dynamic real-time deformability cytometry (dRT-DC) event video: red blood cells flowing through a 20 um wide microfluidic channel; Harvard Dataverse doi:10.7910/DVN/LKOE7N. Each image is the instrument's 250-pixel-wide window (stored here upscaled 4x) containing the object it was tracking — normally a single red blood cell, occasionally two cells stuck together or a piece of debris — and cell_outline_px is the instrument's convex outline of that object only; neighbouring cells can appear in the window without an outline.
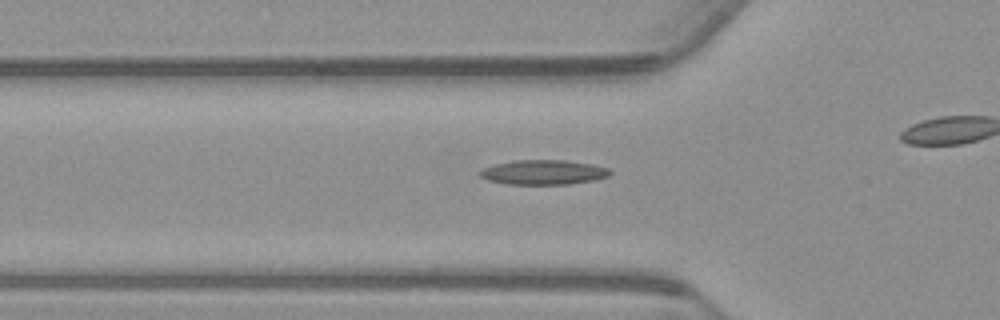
{"species": "common noctule bat (a hibernating species)", "species_latin": "Nyctalus noctula", "temperature_condition": "warm", "stored_images_in_passage": 35, "camera_frame_rate_fps": 3000, "um_per_image_px": 0.085, "animal": {"sex": "male", "body_mass_g": 23.1, "forearm_length_mm": 52.7}, "frame": {"image": 1, "passage_image": 10, "time_ms": 3.0, "image_size_px": [1000, 320], "cell_outline_px": [[612, 172], [608, 176], [596, 180], [568, 184], [508, 184], [488, 180], [480, 176], [476, 172], [484, 168], [496, 164], [512, 160], [564, 160], [592, 164], [608, 168]], "centroid_in_image_um": [46.19, 14.64], "position_along_channel_um": 79.6, "area_um2": 18.73}}
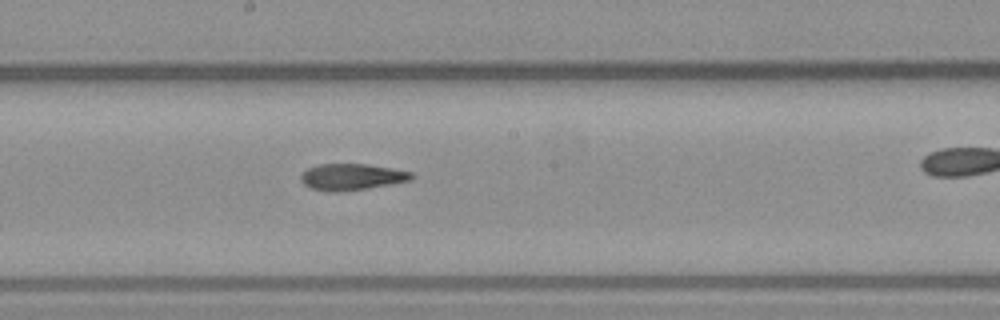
{"frame": {"image": 2, "passage_image": 21, "time_ms": 6.667, "image_size_px": [1000, 320], "cell_outline_px": [[416, 176], [412, 180], [340, 192], [328, 192], [312, 188], [304, 184], [300, 180], [300, 176], [308, 168], [320, 164], [368, 164], [392, 168], [412, 172]], "centroid_in_image_um": [29.91, 15.03], "position_along_channel_um": 218.3, "area_um2": 16.94}}
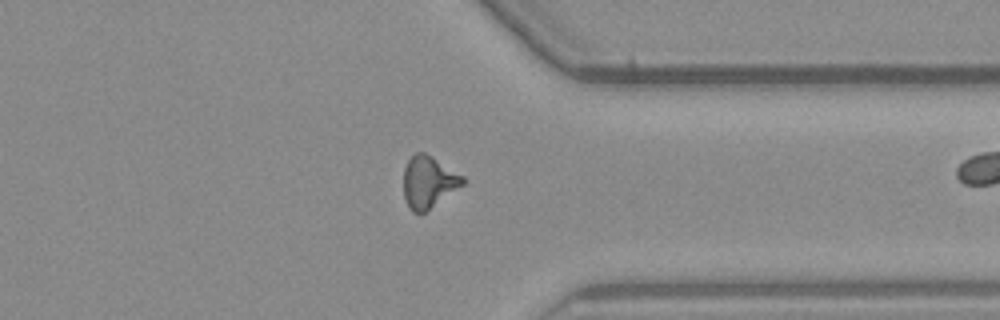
{"frame": {"image": 3, "passage_image": 34, "time_ms": 11.0, "image_size_px": [1000, 320], "cell_outline_px": [[464, 184], [420, 216], [412, 212], [408, 208], [404, 196], [404, 168], [408, 160], [416, 152], [424, 152], [432, 156], [464, 176]], "centroid_in_image_um": [36.41, 15.5], "position_along_channel_um": 375.0, "area_um2": 18.03}}